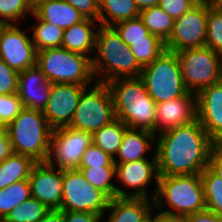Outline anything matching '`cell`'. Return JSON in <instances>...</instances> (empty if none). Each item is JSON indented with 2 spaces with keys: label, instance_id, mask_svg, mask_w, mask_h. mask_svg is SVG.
<instances>
[{
  "label": "cell",
  "instance_id": "1",
  "mask_svg": "<svg viewBox=\"0 0 222 222\" xmlns=\"http://www.w3.org/2000/svg\"><path fill=\"white\" fill-rule=\"evenodd\" d=\"M157 137L155 153L159 176L201 174L208 167L215 142L197 118Z\"/></svg>",
  "mask_w": 222,
  "mask_h": 222
},
{
  "label": "cell",
  "instance_id": "2",
  "mask_svg": "<svg viewBox=\"0 0 222 222\" xmlns=\"http://www.w3.org/2000/svg\"><path fill=\"white\" fill-rule=\"evenodd\" d=\"M110 89L115 118L131 129L156 135V103L140 77L117 78L106 83Z\"/></svg>",
  "mask_w": 222,
  "mask_h": 222
},
{
  "label": "cell",
  "instance_id": "3",
  "mask_svg": "<svg viewBox=\"0 0 222 222\" xmlns=\"http://www.w3.org/2000/svg\"><path fill=\"white\" fill-rule=\"evenodd\" d=\"M95 51L98 55L92 58V71L96 81L140 77L142 67L113 26H99Z\"/></svg>",
  "mask_w": 222,
  "mask_h": 222
},
{
  "label": "cell",
  "instance_id": "4",
  "mask_svg": "<svg viewBox=\"0 0 222 222\" xmlns=\"http://www.w3.org/2000/svg\"><path fill=\"white\" fill-rule=\"evenodd\" d=\"M52 131L43 111L27 108L6 126L14 153L29 156L36 162H46Z\"/></svg>",
  "mask_w": 222,
  "mask_h": 222
},
{
  "label": "cell",
  "instance_id": "5",
  "mask_svg": "<svg viewBox=\"0 0 222 222\" xmlns=\"http://www.w3.org/2000/svg\"><path fill=\"white\" fill-rule=\"evenodd\" d=\"M162 201L171 207L162 211L170 214L187 216L206 209L200 174L159 176L154 197L158 211L164 206Z\"/></svg>",
  "mask_w": 222,
  "mask_h": 222
},
{
  "label": "cell",
  "instance_id": "6",
  "mask_svg": "<svg viewBox=\"0 0 222 222\" xmlns=\"http://www.w3.org/2000/svg\"><path fill=\"white\" fill-rule=\"evenodd\" d=\"M36 66L51 84L89 85L95 79L91 56L62 47L38 51Z\"/></svg>",
  "mask_w": 222,
  "mask_h": 222
},
{
  "label": "cell",
  "instance_id": "7",
  "mask_svg": "<svg viewBox=\"0 0 222 222\" xmlns=\"http://www.w3.org/2000/svg\"><path fill=\"white\" fill-rule=\"evenodd\" d=\"M140 78L155 103L173 100L189 92L176 52L165 50L153 63L142 68Z\"/></svg>",
  "mask_w": 222,
  "mask_h": 222
},
{
  "label": "cell",
  "instance_id": "8",
  "mask_svg": "<svg viewBox=\"0 0 222 222\" xmlns=\"http://www.w3.org/2000/svg\"><path fill=\"white\" fill-rule=\"evenodd\" d=\"M185 87L197 94L201 89L222 81V54L209 47L176 52Z\"/></svg>",
  "mask_w": 222,
  "mask_h": 222
},
{
  "label": "cell",
  "instance_id": "9",
  "mask_svg": "<svg viewBox=\"0 0 222 222\" xmlns=\"http://www.w3.org/2000/svg\"><path fill=\"white\" fill-rule=\"evenodd\" d=\"M96 82L92 89L86 86L69 127L94 134L115 119L113 98L105 82ZM88 87V88H87Z\"/></svg>",
  "mask_w": 222,
  "mask_h": 222
},
{
  "label": "cell",
  "instance_id": "10",
  "mask_svg": "<svg viewBox=\"0 0 222 222\" xmlns=\"http://www.w3.org/2000/svg\"><path fill=\"white\" fill-rule=\"evenodd\" d=\"M110 199L84 178L80 170L63 171L60 210L105 215Z\"/></svg>",
  "mask_w": 222,
  "mask_h": 222
},
{
  "label": "cell",
  "instance_id": "11",
  "mask_svg": "<svg viewBox=\"0 0 222 222\" xmlns=\"http://www.w3.org/2000/svg\"><path fill=\"white\" fill-rule=\"evenodd\" d=\"M92 143L93 134L87 131L69 126L55 128L52 131L46 163L50 166L57 164L58 169L62 171L77 170L82 155Z\"/></svg>",
  "mask_w": 222,
  "mask_h": 222
},
{
  "label": "cell",
  "instance_id": "12",
  "mask_svg": "<svg viewBox=\"0 0 222 222\" xmlns=\"http://www.w3.org/2000/svg\"><path fill=\"white\" fill-rule=\"evenodd\" d=\"M208 7L193 6L181 17L176 18L174 28L165 42L166 50L179 52L188 48L206 45Z\"/></svg>",
  "mask_w": 222,
  "mask_h": 222
},
{
  "label": "cell",
  "instance_id": "13",
  "mask_svg": "<svg viewBox=\"0 0 222 222\" xmlns=\"http://www.w3.org/2000/svg\"><path fill=\"white\" fill-rule=\"evenodd\" d=\"M0 58L18 72L36 66L35 45L16 25H8L0 35Z\"/></svg>",
  "mask_w": 222,
  "mask_h": 222
},
{
  "label": "cell",
  "instance_id": "14",
  "mask_svg": "<svg viewBox=\"0 0 222 222\" xmlns=\"http://www.w3.org/2000/svg\"><path fill=\"white\" fill-rule=\"evenodd\" d=\"M86 86L88 85L51 84L48 103L43 113L53 129L70 125L81 92Z\"/></svg>",
  "mask_w": 222,
  "mask_h": 222
},
{
  "label": "cell",
  "instance_id": "15",
  "mask_svg": "<svg viewBox=\"0 0 222 222\" xmlns=\"http://www.w3.org/2000/svg\"><path fill=\"white\" fill-rule=\"evenodd\" d=\"M56 170L55 165L38 162L29 177L31 197L43 203L49 210L61 208L63 171L58 168Z\"/></svg>",
  "mask_w": 222,
  "mask_h": 222
},
{
  "label": "cell",
  "instance_id": "16",
  "mask_svg": "<svg viewBox=\"0 0 222 222\" xmlns=\"http://www.w3.org/2000/svg\"><path fill=\"white\" fill-rule=\"evenodd\" d=\"M116 177L124 186L133 188L134 193L129 192V197L135 198H150L147 195V185H149L153 176L156 182L154 194L151 199L154 200L158 187V165L157 156L154 151L153 157L150 159H140L137 161L126 163H115Z\"/></svg>",
  "mask_w": 222,
  "mask_h": 222
},
{
  "label": "cell",
  "instance_id": "17",
  "mask_svg": "<svg viewBox=\"0 0 222 222\" xmlns=\"http://www.w3.org/2000/svg\"><path fill=\"white\" fill-rule=\"evenodd\" d=\"M197 119L216 143L222 138V81L196 94Z\"/></svg>",
  "mask_w": 222,
  "mask_h": 222
},
{
  "label": "cell",
  "instance_id": "18",
  "mask_svg": "<svg viewBox=\"0 0 222 222\" xmlns=\"http://www.w3.org/2000/svg\"><path fill=\"white\" fill-rule=\"evenodd\" d=\"M196 118V94L193 92L173 100L156 103V135L190 123Z\"/></svg>",
  "mask_w": 222,
  "mask_h": 222
},
{
  "label": "cell",
  "instance_id": "19",
  "mask_svg": "<svg viewBox=\"0 0 222 222\" xmlns=\"http://www.w3.org/2000/svg\"><path fill=\"white\" fill-rule=\"evenodd\" d=\"M51 83L38 66L27 68L18 75V96L23 108L43 111L48 103Z\"/></svg>",
  "mask_w": 222,
  "mask_h": 222
},
{
  "label": "cell",
  "instance_id": "20",
  "mask_svg": "<svg viewBox=\"0 0 222 222\" xmlns=\"http://www.w3.org/2000/svg\"><path fill=\"white\" fill-rule=\"evenodd\" d=\"M151 198L115 197L109 201L107 222H142L153 211Z\"/></svg>",
  "mask_w": 222,
  "mask_h": 222
},
{
  "label": "cell",
  "instance_id": "21",
  "mask_svg": "<svg viewBox=\"0 0 222 222\" xmlns=\"http://www.w3.org/2000/svg\"><path fill=\"white\" fill-rule=\"evenodd\" d=\"M156 135L144 129L128 128L122 138V142L116 157L115 163H126L137 161L140 159H148L145 157L147 152H150L152 143L150 141L156 140ZM118 159V160H117Z\"/></svg>",
  "mask_w": 222,
  "mask_h": 222
},
{
  "label": "cell",
  "instance_id": "22",
  "mask_svg": "<svg viewBox=\"0 0 222 222\" xmlns=\"http://www.w3.org/2000/svg\"><path fill=\"white\" fill-rule=\"evenodd\" d=\"M93 19L85 18L83 21L74 24L64 30L61 47L71 52L88 56L95 50L96 33L92 27H96Z\"/></svg>",
  "mask_w": 222,
  "mask_h": 222
},
{
  "label": "cell",
  "instance_id": "23",
  "mask_svg": "<svg viewBox=\"0 0 222 222\" xmlns=\"http://www.w3.org/2000/svg\"><path fill=\"white\" fill-rule=\"evenodd\" d=\"M41 20L65 30L85 17L65 0H46L33 11Z\"/></svg>",
  "mask_w": 222,
  "mask_h": 222
},
{
  "label": "cell",
  "instance_id": "24",
  "mask_svg": "<svg viewBox=\"0 0 222 222\" xmlns=\"http://www.w3.org/2000/svg\"><path fill=\"white\" fill-rule=\"evenodd\" d=\"M33 158L13 153L0 163V189L22 180H28L33 167L37 164Z\"/></svg>",
  "mask_w": 222,
  "mask_h": 222
},
{
  "label": "cell",
  "instance_id": "25",
  "mask_svg": "<svg viewBox=\"0 0 222 222\" xmlns=\"http://www.w3.org/2000/svg\"><path fill=\"white\" fill-rule=\"evenodd\" d=\"M86 181L102 191L110 200L117 197H129L128 191L115 186L111 181L116 176L115 166H93L78 168Z\"/></svg>",
  "mask_w": 222,
  "mask_h": 222
},
{
  "label": "cell",
  "instance_id": "26",
  "mask_svg": "<svg viewBox=\"0 0 222 222\" xmlns=\"http://www.w3.org/2000/svg\"><path fill=\"white\" fill-rule=\"evenodd\" d=\"M134 0H99V25L114 24L139 17Z\"/></svg>",
  "mask_w": 222,
  "mask_h": 222
},
{
  "label": "cell",
  "instance_id": "27",
  "mask_svg": "<svg viewBox=\"0 0 222 222\" xmlns=\"http://www.w3.org/2000/svg\"><path fill=\"white\" fill-rule=\"evenodd\" d=\"M127 129L126 124L115 118L93 134V143L103 152L115 158Z\"/></svg>",
  "mask_w": 222,
  "mask_h": 222
},
{
  "label": "cell",
  "instance_id": "28",
  "mask_svg": "<svg viewBox=\"0 0 222 222\" xmlns=\"http://www.w3.org/2000/svg\"><path fill=\"white\" fill-rule=\"evenodd\" d=\"M139 18L151 34L164 42L168 40L173 31L175 19L159 5L141 10Z\"/></svg>",
  "mask_w": 222,
  "mask_h": 222
},
{
  "label": "cell",
  "instance_id": "29",
  "mask_svg": "<svg viewBox=\"0 0 222 222\" xmlns=\"http://www.w3.org/2000/svg\"><path fill=\"white\" fill-rule=\"evenodd\" d=\"M32 16L38 21L33 27L31 26V29H33L32 42L35 45L36 51L60 48L64 30L41 20L34 12Z\"/></svg>",
  "mask_w": 222,
  "mask_h": 222
},
{
  "label": "cell",
  "instance_id": "30",
  "mask_svg": "<svg viewBox=\"0 0 222 222\" xmlns=\"http://www.w3.org/2000/svg\"><path fill=\"white\" fill-rule=\"evenodd\" d=\"M31 197L29 179L0 189V219H5L18 205Z\"/></svg>",
  "mask_w": 222,
  "mask_h": 222
},
{
  "label": "cell",
  "instance_id": "31",
  "mask_svg": "<svg viewBox=\"0 0 222 222\" xmlns=\"http://www.w3.org/2000/svg\"><path fill=\"white\" fill-rule=\"evenodd\" d=\"M206 209L222 216V180L216 176L208 167L200 174Z\"/></svg>",
  "mask_w": 222,
  "mask_h": 222
},
{
  "label": "cell",
  "instance_id": "32",
  "mask_svg": "<svg viewBox=\"0 0 222 222\" xmlns=\"http://www.w3.org/2000/svg\"><path fill=\"white\" fill-rule=\"evenodd\" d=\"M49 211L43 203L30 197L15 207L5 220L7 222H39Z\"/></svg>",
  "mask_w": 222,
  "mask_h": 222
},
{
  "label": "cell",
  "instance_id": "33",
  "mask_svg": "<svg viewBox=\"0 0 222 222\" xmlns=\"http://www.w3.org/2000/svg\"><path fill=\"white\" fill-rule=\"evenodd\" d=\"M113 27L127 46H131L132 41L161 40L149 32L139 17L120 21L114 24Z\"/></svg>",
  "mask_w": 222,
  "mask_h": 222
},
{
  "label": "cell",
  "instance_id": "34",
  "mask_svg": "<svg viewBox=\"0 0 222 222\" xmlns=\"http://www.w3.org/2000/svg\"><path fill=\"white\" fill-rule=\"evenodd\" d=\"M129 47L142 68L153 63L166 50L162 40L132 41Z\"/></svg>",
  "mask_w": 222,
  "mask_h": 222
},
{
  "label": "cell",
  "instance_id": "35",
  "mask_svg": "<svg viewBox=\"0 0 222 222\" xmlns=\"http://www.w3.org/2000/svg\"><path fill=\"white\" fill-rule=\"evenodd\" d=\"M206 47L222 54V12L208 8Z\"/></svg>",
  "mask_w": 222,
  "mask_h": 222
},
{
  "label": "cell",
  "instance_id": "36",
  "mask_svg": "<svg viewBox=\"0 0 222 222\" xmlns=\"http://www.w3.org/2000/svg\"><path fill=\"white\" fill-rule=\"evenodd\" d=\"M26 13L33 14V11L25 0H0V16L9 25H13V23L17 25L16 21L24 18Z\"/></svg>",
  "mask_w": 222,
  "mask_h": 222
},
{
  "label": "cell",
  "instance_id": "37",
  "mask_svg": "<svg viewBox=\"0 0 222 222\" xmlns=\"http://www.w3.org/2000/svg\"><path fill=\"white\" fill-rule=\"evenodd\" d=\"M23 109L22 102L18 94H0V123L7 126L11 123Z\"/></svg>",
  "mask_w": 222,
  "mask_h": 222
},
{
  "label": "cell",
  "instance_id": "38",
  "mask_svg": "<svg viewBox=\"0 0 222 222\" xmlns=\"http://www.w3.org/2000/svg\"><path fill=\"white\" fill-rule=\"evenodd\" d=\"M114 158L103 152L98 146L92 143L82 155L79 168L93 166H115Z\"/></svg>",
  "mask_w": 222,
  "mask_h": 222
},
{
  "label": "cell",
  "instance_id": "39",
  "mask_svg": "<svg viewBox=\"0 0 222 222\" xmlns=\"http://www.w3.org/2000/svg\"><path fill=\"white\" fill-rule=\"evenodd\" d=\"M19 72L9 67L0 58V94L10 95L18 92Z\"/></svg>",
  "mask_w": 222,
  "mask_h": 222
},
{
  "label": "cell",
  "instance_id": "40",
  "mask_svg": "<svg viewBox=\"0 0 222 222\" xmlns=\"http://www.w3.org/2000/svg\"><path fill=\"white\" fill-rule=\"evenodd\" d=\"M158 5L174 19L181 17L194 6L190 0H159Z\"/></svg>",
  "mask_w": 222,
  "mask_h": 222
},
{
  "label": "cell",
  "instance_id": "41",
  "mask_svg": "<svg viewBox=\"0 0 222 222\" xmlns=\"http://www.w3.org/2000/svg\"><path fill=\"white\" fill-rule=\"evenodd\" d=\"M85 18L99 20V0H65Z\"/></svg>",
  "mask_w": 222,
  "mask_h": 222
},
{
  "label": "cell",
  "instance_id": "42",
  "mask_svg": "<svg viewBox=\"0 0 222 222\" xmlns=\"http://www.w3.org/2000/svg\"><path fill=\"white\" fill-rule=\"evenodd\" d=\"M64 222H102L103 215L75 212V211H63Z\"/></svg>",
  "mask_w": 222,
  "mask_h": 222
},
{
  "label": "cell",
  "instance_id": "43",
  "mask_svg": "<svg viewBox=\"0 0 222 222\" xmlns=\"http://www.w3.org/2000/svg\"><path fill=\"white\" fill-rule=\"evenodd\" d=\"M208 168L222 180V149L216 143L210 154Z\"/></svg>",
  "mask_w": 222,
  "mask_h": 222
},
{
  "label": "cell",
  "instance_id": "44",
  "mask_svg": "<svg viewBox=\"0 0 222 222\" xmlns=\"http://www.w3.org/2000/svg\"><path fill=\"white\" fill-rule=\"evenodd\" d=\"M187 222H222V216L216 215L208 209L186 216Z\"/></svg>",
  "mask_w": 222,
  "mask_h": 222
},
{
  "label": "cell",
  "instance_id": "45",
  "mask_svg": "<svg viewBox=\"0 0 222 222\" xmlns=\"http://www.w3.org/2000/svg\"><path fill=\"white\" fill-rule=\"evenodd\" d=\"M14 153L12 143L7 133L0 137V163Z\"/></svg>",
  "mask_w": 222,
  "mask_h": 222
},
{
  "label": "cell",
  "instance_id": "46",
  "mask_svg": "<svg viewBox=\"0 0 222 222\" xmlns=\"http://www.w3.org/2000/svg\"><path fill=\"white\" fill-rule=\"evenodd\" d=\"M155 222H187V218L185 215L170 214L160 210L155 216Z\"/></svg>",
  "mask_w": 222,
  "mask_h": 222
},
{
  "label": "cell",
  "instance_id": "47",
  "mask_svg": "<svg viewBox=\"0 0 222 222\" xmlns=\"http://www.w3.org/2000/svg\"><path fill=\"white\" fill-rule=\"evenodd\" d=\"M39 222H64L63 210H50Z\"/></svg>",
  "mask_w": 222,
  "mask_h": 222
},
{
  "label": "cell",
  "instance_id": "48",
  "mask_svg": "<svg viewBox=\"0 0 222 222\" xmlns=\"http://www.w3.org/2000/svg\"><path fill=\"white\" fill-rule=\"evenodd\" d=\"M139 11L157 6L159 4V0H134Z\"/></svg>",
  "mask_w": 222,
  "mask_h": 222
},
{
  "label": "cell",
  "instance_id": "49",
  "mask_svg": "<svg viewBox=\"0 0 222 222\" xmlns=\"http://www.w3.org/2000/svg\"><path fill=\"white\" fill-rule=\"evenodd\" d=\"M32 11L36 10L46 0H25Z\"/></svg>",
  "mask_w": 222,
  "mask_h": 222
},
{
  "label": "cell",
  "instance_id": "50",
  "mask_svg": "<svg viewBox=\"0 0 222 222\" xmlns=\"http://www.w3.org/2000/svg\"><path fill=\"white\" fill-rule=\"evenodd\" d=\"M194 6H204L210 8L212 0H190Z\"/></svg>",
  "mask_w": 222,
  "mask_h": 222
},
{
  "label": "cell",
  "instance_id": "51",
  "mask_svg": "<svg viewBox=\"0 0 222 222\" xmlns=\"http://www.w3.org/2000/svg\"><path fill=\"white\" fill-rule=\"evenodd\" d=\"M210 8L222 12V0H212Z\"/></svg>",
  "mask_w": 222,
  "mask_h": 222
},
{
  "label": "cell",
  "instance_id": "52",
  "mask_svg": "<svg viewBox=\"0 0 222 222\" xmlns=\"http://www.w3.org/2000/svg\"><path fill=\"white\" fill-rule=\"evenodd\" d=\"M9 24L0 16V35Z\"/></svg>",
  "mask_w": 222,
  "mask_h": 222
},
{
  "label": "cell",
  "instance_id": "53",
  "mask_svg": "<svg viewBox=\"0 0 222 222\" xmlns=\"http://www.w3.org/2000/svg\"><path fill=\"white\" fill-rule=\"evenodd\" d=\"M152 212L142 222H155V216L153 217Z\"/></svg>",
  "mask_w": 222,
  "mask_h": 222
},
{
  "label": "cell",
  "instance_id": "54",
  "mask_svg": "<svg viewBox=\"0 0 222 222\" xmlns=\"http://www.w3.org/2000/svg\"><path fill=\"white\" fill-rule=\"evenodd\" d=\"M6 133V126L0 123V137H2Z\"/></svg>",
  "mask_w": 222,
  "mask_h": 222
},
{
  "label": "cell",
  "instance_id": "55",
  "mask_svg": "<svg viewBox=\"0 0 222 222\" xmlns=\"http://www.w3.org/2000/svg\"><path fill=\"white\" fill-rule=\"evenodd\" d=\"M216 144L222 149V138L217 141Z\"/></svg>",
  "mask_w": 222,
  "mask_h": 222
},
{
  "label": "cell",
  "instance_id": "56",
  "mask_svg": "<svg viewBox=\"0 0 222 222\" xmlns=\"http://www.w3.org/2000/svg\"><path fill=\"white\" fill-rule=\"evenodd\" d=\"M0 222H7L5 219H0Z\"/></svg>",
  "mask_w": 222,
  "mask_h": 222
}]
</instances>
